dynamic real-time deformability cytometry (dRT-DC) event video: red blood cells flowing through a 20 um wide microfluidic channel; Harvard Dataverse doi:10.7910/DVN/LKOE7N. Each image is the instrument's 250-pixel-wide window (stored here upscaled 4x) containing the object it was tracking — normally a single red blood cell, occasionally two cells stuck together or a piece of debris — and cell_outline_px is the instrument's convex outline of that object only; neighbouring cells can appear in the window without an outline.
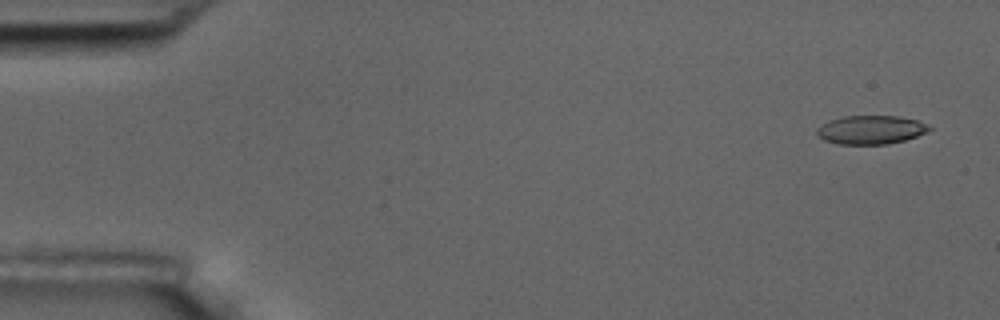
{"species": "common noctule bat (a hibernating species)", "species_latin": "Nyctalus noctula", "temperature_condition": "room temperature", "stored_images_in_passage": 6, "camera_frame_rate_fps": 3000, "um_per_image_px": 0.085, "animal": {"sex": "male", "body_mass_g": 17.5, "forearm_length_mm": 52.3}, "frame": {"image": 1, "passage_image": 1, "time_ms": 0.0, "image_size_px": [1000, 320], "cell_outline_px": [[932, 128], [928, 132], [904, 140], [888, 144], [836, 144], [824, 140], [816, 132], [816, 128], [828, 120], [844, 116], [900, 116], [916, 120]], "centroid_in_image_um": [73.99, 11.03], "position_along_channel_um": 11.0, "area_um2": 18.73}}
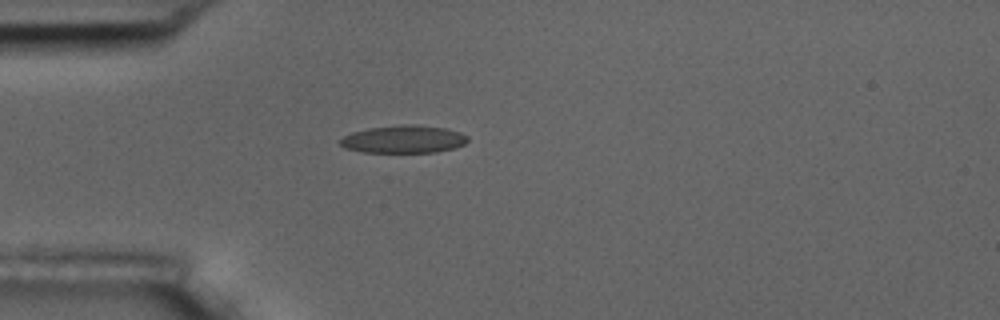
{"frame": {"image": 2, "passage_image": 5, "time_ms": 4.333, "image_size_px": [1000, 320], "cell_outline_px": [[468, 140], [464, 144], [456, 148], [436, 152], [364, 152], [344, 148], [340, 144], [340, 140], [344, 136], [352, 132], [368, 128], [404, 124], [416, 124], [444, 128], [460, 132], [468, 136]], "centroid_in_image_um": [34.32, 11.83], "position_along_channel_um": 50.7, "area_um2": 20.63}}